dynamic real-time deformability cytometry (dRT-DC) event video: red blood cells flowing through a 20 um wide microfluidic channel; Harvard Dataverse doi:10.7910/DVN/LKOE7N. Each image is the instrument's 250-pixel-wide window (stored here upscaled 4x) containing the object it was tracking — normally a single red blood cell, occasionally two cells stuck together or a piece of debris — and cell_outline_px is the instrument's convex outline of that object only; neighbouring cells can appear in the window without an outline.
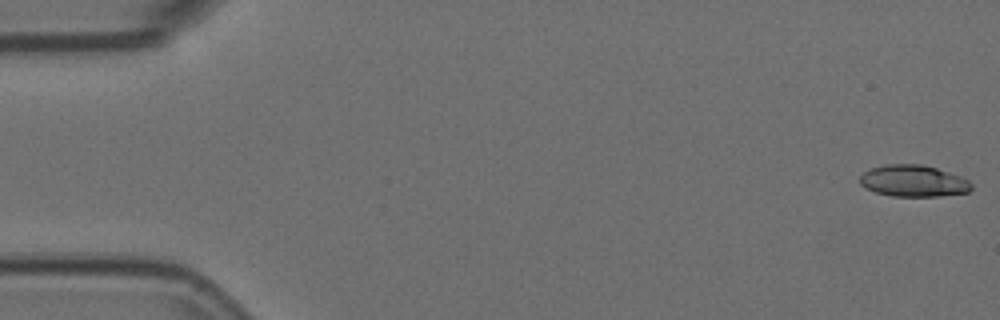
{"species": "Egyptian fruit bat (a non-hibernating species)", "species_latin": "Rousettus aegyptiacus", "temperature_condition": "room temperature", "stored_images_in_passage": 8, "camera_frame_rate_fps": 3000, "um_per_image_px": 0.085, "animal": {"sex": "female"}, "frame": {"image": 1, "passage_image": 1, "time_ms": 0.0, "image_size_px": [1000, 320], "cell_outline_px": [[972, 188], [968, 192], [940, 196], [892, 196], [876, 192], [864, 188], [860, 184], [860, 176], [864, 172], [872, 168], [884, 164], [920, 164], [936, 168], [960, 176], [968, 180], [972, 184]], "centroid_in_image_um": [77.62, 15.38], "position_along_channel_um": 7.4, "area_um2": 20.52}}
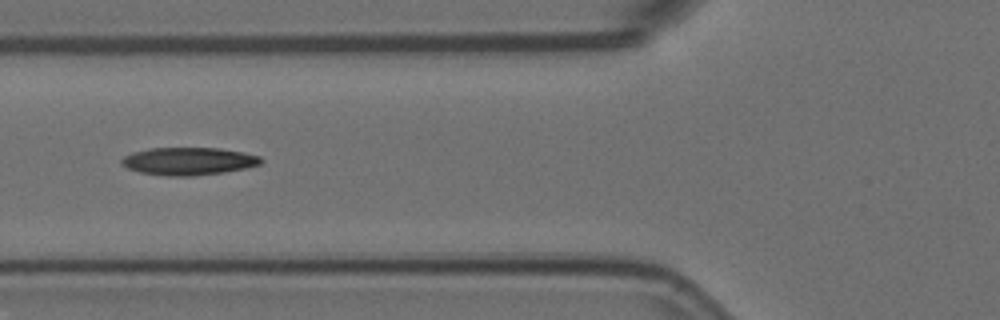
{"frame": {"image": 2, "passage_image": 7, "time_ms": 2.0, "image_size_px": [1000, 320], "cell_outline_px": [[264, 160], [260, 164], [248, 168], [224, 172], [192, 176], [168, 176], [140, 172], [128, 168], [120, 164], [120, 160], [124, 156], [132, 152], [148, 148], [220, 148], [244, 152], [260, 156]], "centroid_in_image_um": [16.04, 13.7], "position_along_channel_um": 109.8, "area_um2": 22.66}}
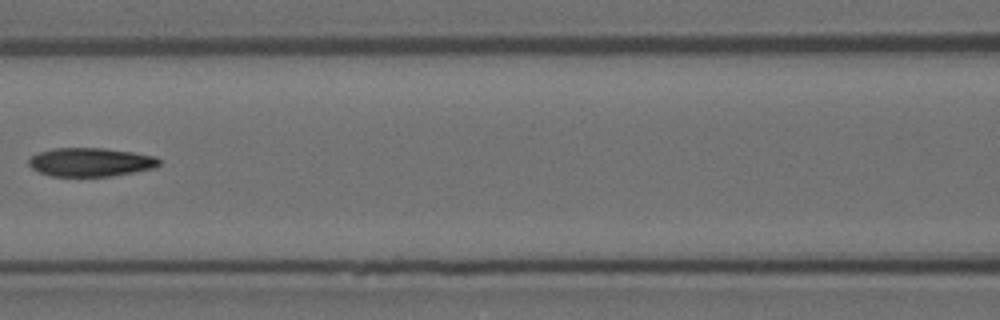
{"frame": {"image": 3, "passage_image": 8, "time_ms": 2.333, "image_size_px": [1000, 320], "cell_outline_px": [[160, 164], [152, 168], [112, 176], [52, 176], [40, 172], [32, 168], [28, 164], [28, 160], [32, 156], [40, 152], [52, 148], [104, 148], [132, 152], [156, 156], [160, 160]], "centroid_in_image_um": [7.69, 13.77], "position_along_channel_um": 158.9, "area_um2": 21.62}}